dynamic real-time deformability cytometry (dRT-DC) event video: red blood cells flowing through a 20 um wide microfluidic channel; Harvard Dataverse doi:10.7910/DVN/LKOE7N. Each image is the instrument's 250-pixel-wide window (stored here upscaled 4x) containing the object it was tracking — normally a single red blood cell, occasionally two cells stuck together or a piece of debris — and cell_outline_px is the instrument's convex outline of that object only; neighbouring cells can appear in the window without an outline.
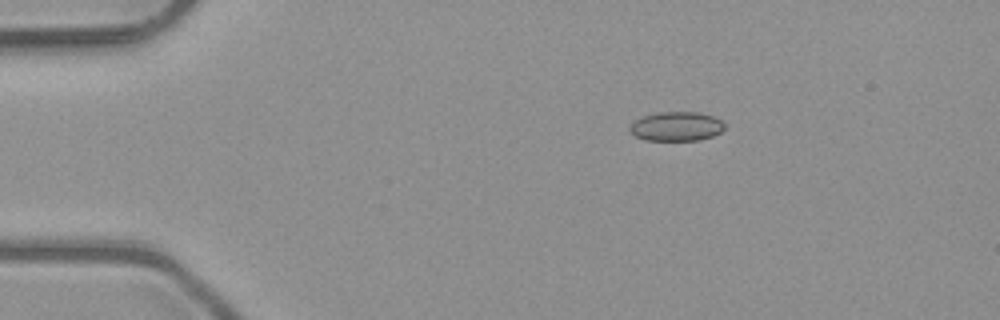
{"species": "common noctule bat (a hibernating species)", "species_latin": "Nyctalus noctula", "temperature_condition": "room temperature", "stored_images_in_passage": 4, "camera_frame_rate_fps": 3000, "um_per_image_px": 0.085, "animal": {"sex": "male", "body_mass_g": 23.1, "forearm_length_mm": 52.7}, "frame": {"image": 1, "passage_image": 1, "time_ms": 0.0, "image_size_px": [1000, 320], "cell_outline_px": [[724, 128], [720, 132], [712, 136], [700, 140], [644, 140], [628, 132], [628, 128], [636, 120], [644, 116], [656, 112], [700, 112], [712, 116], [720, 120], [724, 124]], "centroid_in_image_um": [57.47, 10.74], "position_along_channel_um": 27.5, "area_um2": 16.13}}
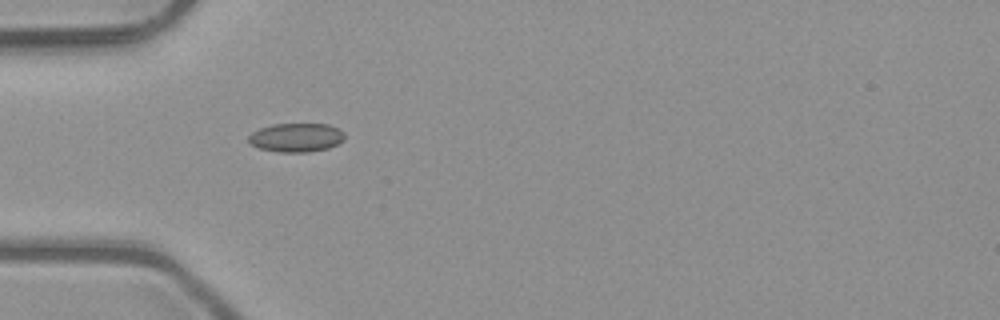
{"frame": {"image": 2, "passage_image": 3, "time_ms": 0.667, "image_size_px": [1000, 320], "cell_outline_px": [[344, 140], [328, 148], [308, 152], [280, 152], [260, 148], [252, 144], [248, 140], [248, 136], [252, 132], [260, 128], [272, 124], [328, 124], [344, 132]], "centroid_in_image_um": [25.18, 11.68], "position_along_channel_um": 59.8, "area_um2": 16.01}}
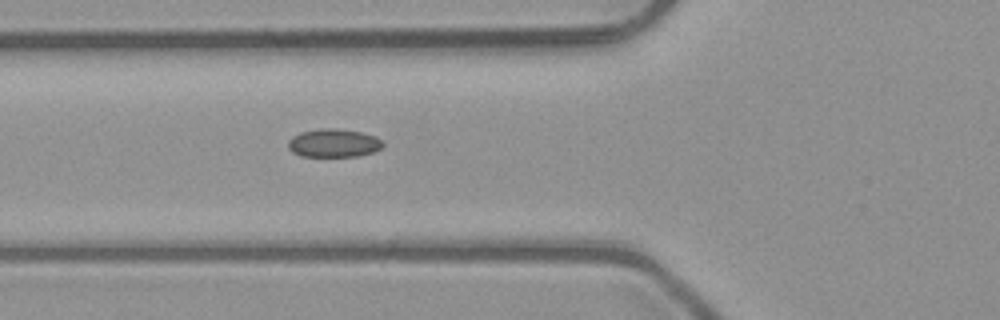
{"frame": {"image": 3, "passage_image": 4, "time_ms": 1.0, "image_size_px": [1000, 320], "cell_outline_px": [[384, 144], [380, 148], [372, 152], [360, 156], [300, 156], [292, 152], [288, 148], [288, 140], [292, 136], [300, 132], [320, 128], [336, 128], [360, 132], [376, 136]], "centroid_in_image_um": [28.32, 12.15], "position_along_channel_um": 97.5, "area_um2": 15.66}}